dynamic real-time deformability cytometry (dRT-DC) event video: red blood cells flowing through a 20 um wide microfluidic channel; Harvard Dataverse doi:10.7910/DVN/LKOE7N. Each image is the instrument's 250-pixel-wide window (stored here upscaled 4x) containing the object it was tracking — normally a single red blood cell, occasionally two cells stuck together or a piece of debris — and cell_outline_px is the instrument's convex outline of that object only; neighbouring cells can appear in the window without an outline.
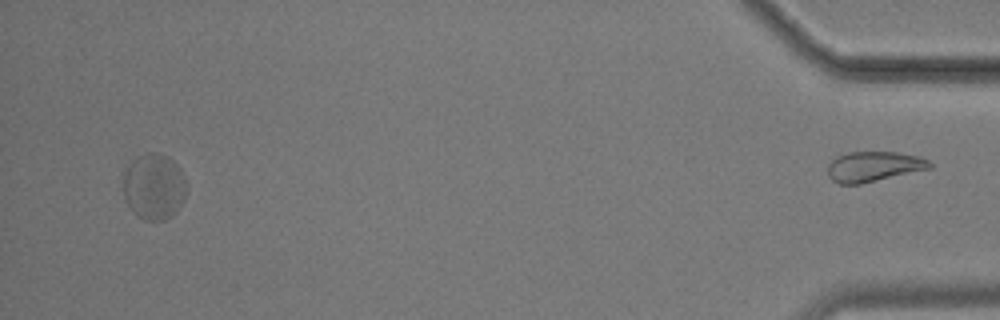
{"species": "common noctule bat (a hibernating species)", "species_latin": "Nyctalus noctula", "temperature_condition": "cold", "stored_images_in_passage": 55, "segment_of_instrument_passage": [2, 2], "camera_frame_rate_fps": 3000, "um_per_image_px": 0.085, "animal": {"sex": "male", "body_mass_g": 17.9}, "frame": {"image": 1, "passage_image": 55, "time_ms": 18.0, "image_size_px": [1000, 320], "cell_outline_px": [[932, 168], [860, 184], [840, 184], [832, 180], [828, 176], [828, 164], [836, 156], [848, 152], [896, 152], [920, 156], [928, 160], [932, 164]], "centroid_in_image_um": [74.26, 14.15], "position_along_channel_um": 360.9, "area_um2": 17.98}}